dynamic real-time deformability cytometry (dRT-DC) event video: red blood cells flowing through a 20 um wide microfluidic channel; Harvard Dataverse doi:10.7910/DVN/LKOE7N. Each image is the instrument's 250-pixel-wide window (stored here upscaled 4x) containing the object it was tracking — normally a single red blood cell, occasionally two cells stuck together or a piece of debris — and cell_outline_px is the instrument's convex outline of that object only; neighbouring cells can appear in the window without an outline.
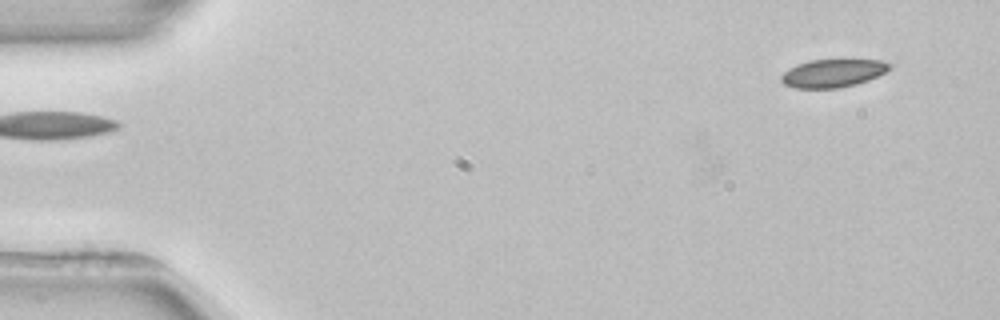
{"species": "common noctule bat (a hibernating species)", "species_latin": "Nyctalus noctula", "temperature_condition": "room temperature", "stored_images_in_passage": 3, "segment_of_instrument_passage": [2, 2], "camera_frame_rate_fps": 3000, "um_per_image_px": 0.085, "animal": {"sex": "female", "body_mass_g": 22.7, "forearm_length_mm": 54.2}, "frame": {"image": 1, "passage_image": 3, "time_ms": 4.0, "image_size_px": [1000, 320], "cell_outline_px": [[892, 64], [884, 72], [868, 80], [856, 84], [840, 88], [792, 88], [784, 84], [780, 80], [780, 76], [788, 68], [796, 64], [808, 60], [880, 60]], "centroid_in_image_um": [70.72, 6.22], "position_along_channel_um": 14.3, "area_um2": 17.69}}